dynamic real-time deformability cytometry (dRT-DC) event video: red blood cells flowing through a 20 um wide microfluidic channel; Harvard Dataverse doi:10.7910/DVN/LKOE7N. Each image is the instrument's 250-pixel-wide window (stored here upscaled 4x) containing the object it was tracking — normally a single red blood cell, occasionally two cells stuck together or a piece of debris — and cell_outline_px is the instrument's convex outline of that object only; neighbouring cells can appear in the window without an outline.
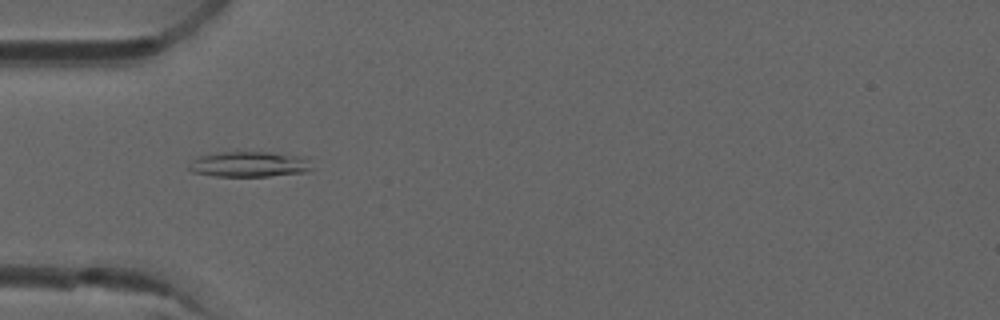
{"species": "common noctule bat (a hibernating species)", "species_latin": "Nyctalus noctula", "temperature_condition": "room temperature", "stored_images_in_passage": 6, "camera_frame_rate_fps": 3000, "um_per_image_px": 0.085, "animal": {"sex": "male", "forearm_length_mm": 52.5}, "frame": {"image": 1, "passage_image": 4, "time_ms": 1.0, "image_size_px": [1000, 320], "cell_outline_px": [[312, 168], [308, 172], [268, 176], [216, 176], [192, 172], [188, 168], [188, 164], [192, 160], [200, 156], [224, 152], [272, 152], [304, 156], [308, 160]], "centroid_in_image_um": [21.21, 13.96], "position_along_channel_um": 63.8, "area_um2": 18.26}}
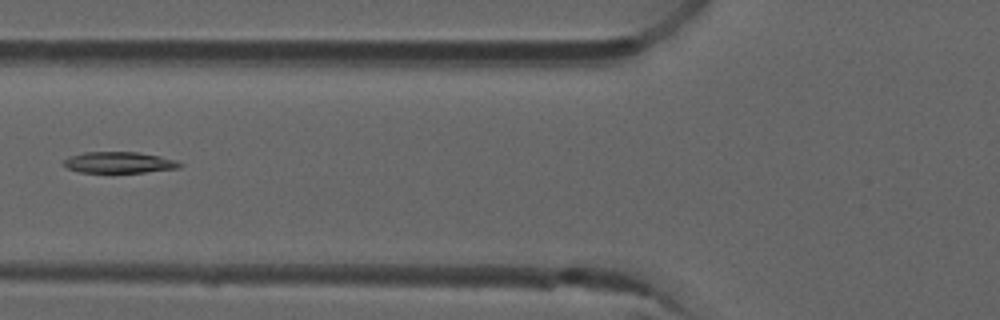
{"frame": {"image": 2, "passage_image": 5, "time_ms": 1.333, "image_size_px": [1000, 320], "cell_outline_px": [[184, 164], [180, 168], [144, 172], [80, 172], [68, 168], [64, 164], [64, 160], [68, 156], [84, 152], [136, 152], [160, 156], [176, 160]], "centroid_in_image_um": [10.15, 13.8], "position_along_channel_um": 115.6, "area_um2": 14.28}}
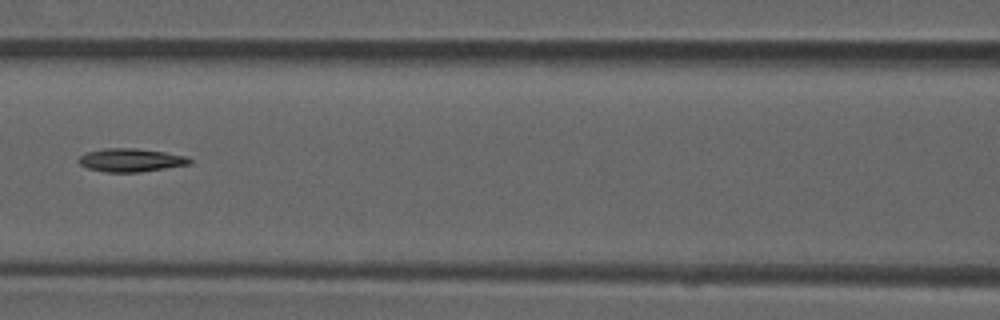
{"frame": {"image": 3, "passage_image": 6, "time_ms": 1.667, "image_size_px": [1000, 320], "cell_outline_px": [[192, 164], [140, 172], [104, 172], [88, 168], [80, 164], [76, 160], [80, 156], [88, 152], [104, 148], [136, 148], [164, 152], [188, 156], [192, 160]], "centroid_in_image_um": [11.14, 13.61], "position_along_channel_um": 155.5, "area_um2": 15.14}}